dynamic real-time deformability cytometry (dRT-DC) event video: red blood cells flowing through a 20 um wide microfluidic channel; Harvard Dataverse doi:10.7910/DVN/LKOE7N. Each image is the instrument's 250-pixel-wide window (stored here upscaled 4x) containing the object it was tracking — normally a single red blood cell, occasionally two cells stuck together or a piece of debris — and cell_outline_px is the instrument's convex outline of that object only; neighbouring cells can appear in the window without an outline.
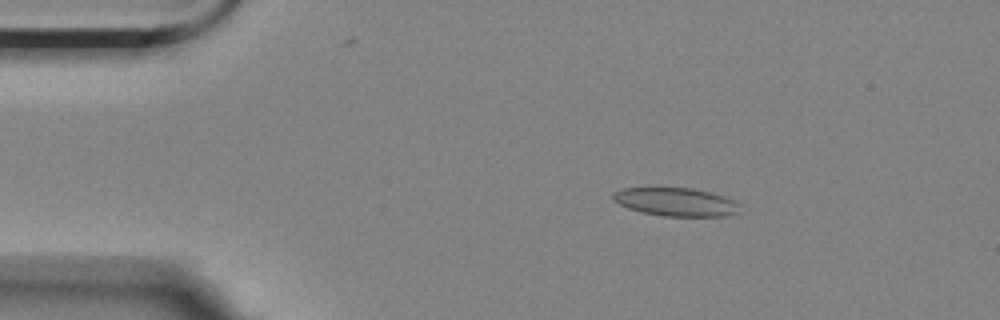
{"species": "Egyptian fruit bat (a non-hibernating species)", "species_latin": "Rousettus aegyptiacus", "temperature_condition": "room temperature", "stored_images_in_passage": 14, "camera_frame_rate_fps": 3000, "um_per_image_px": 0.085, "animal": {"sex": "female"}, "frame": {"image": 1, "passage_image": 1, "time_ms": 0.0, "image_size_px": [1000, 320], "cell_outline_px": [[740, 204], [736, 212], [728, 216], [664, 216], [640, 212], [628, 208], [620, 204], [612, 196], [616, 192], [624, 188], [692, 188], [708, 192], [732, 200]], "centroid_in_image_um": [57.44, 17.17], "position_along_channel_um": 27.6, "area_um2": 20.46}}
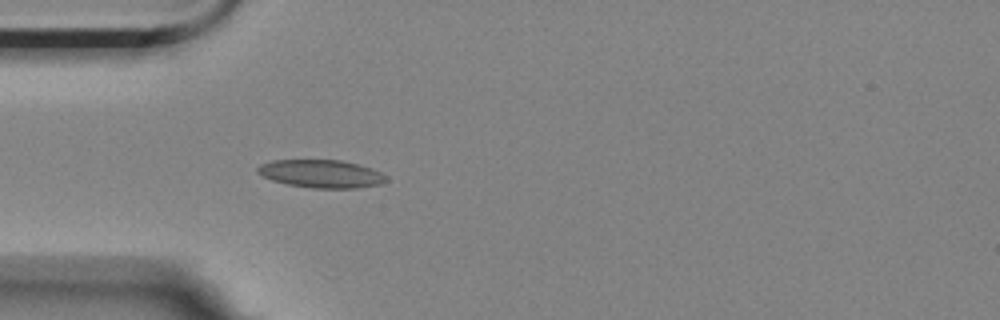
{"frame": {"image": 2, "passage_image": 8, "time_ms": 2.333, "image_size_px": [1000, 320], "cell_outline_px": [[388, 180], [380, 184], [356, 188], [312, 188], [288, 184], [272, 180], [256, 172], [256, 168], [260, 164], [272, 160], [340, 160], [372, 168], [388, 176]], "centroid_in_image_um": [27.31, 14.77], "position_along_channel_um": 57.7, "area_um2": 20.92}}
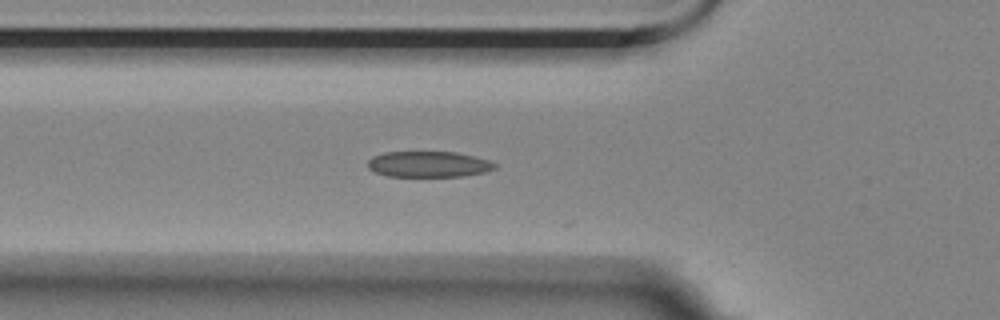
{"frame": {"image": 3, "passage_image": 11, "time_ms": 3.333, "image_size_px": [1000, 320], "cell_outline_px": [[496, 168], [484, 172], [464, 176], [388, 176], [376, 172], [368, 168], [368, 160], [372, 156], [384, 152], [456, 152], [488, 160], [496, 164]], "centroid_in_image_um": [36.41, 13.96], "position_along_channel_um": 89.4, "area_um2": 19.02}}